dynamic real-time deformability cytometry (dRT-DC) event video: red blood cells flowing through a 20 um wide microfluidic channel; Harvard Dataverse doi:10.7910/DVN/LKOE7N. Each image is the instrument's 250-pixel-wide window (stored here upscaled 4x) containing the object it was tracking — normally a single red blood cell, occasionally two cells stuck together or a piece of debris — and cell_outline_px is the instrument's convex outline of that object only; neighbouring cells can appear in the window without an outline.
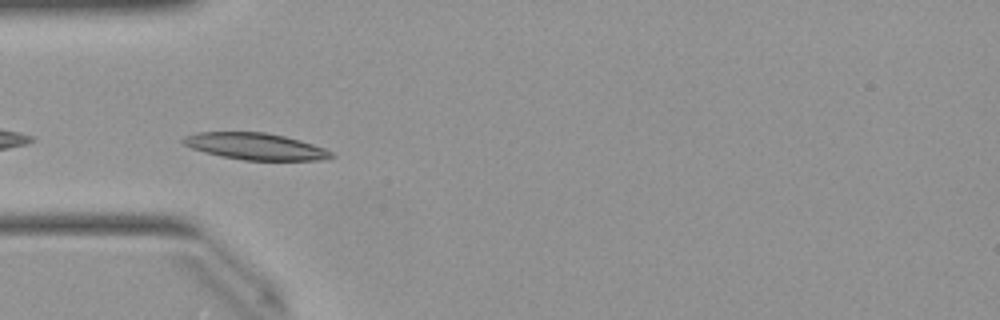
{"species": "Egyptian fruit bat (a non-hibernating species)", "species_latin": "Rousettus aegyptiacus", "temperature_condition": "warm", "stored_images_in_passage": 5, "camera_frame_rate_fps": 3000, "um_per_image_px": 0.085, "animal": {"sex": "female"}, "frame": {"image": 1, "passage_image": 2, "time_ms": 0.333, "image_size_px": [1000, 320], "cell_outline_px": [[336, 156], [320, 160], [244, 160], [220, 156], [204, 152], [192, 148], [184, 144], [180, 140], [184, 136], [196, 132], [264, 132], [284, 136], [300, 140], [324, 148], [332, 152]], "centroid_in_image_um": [21.69, 12.44], "position_along_channel_um": 63.3, "area_um2": 23.0}}